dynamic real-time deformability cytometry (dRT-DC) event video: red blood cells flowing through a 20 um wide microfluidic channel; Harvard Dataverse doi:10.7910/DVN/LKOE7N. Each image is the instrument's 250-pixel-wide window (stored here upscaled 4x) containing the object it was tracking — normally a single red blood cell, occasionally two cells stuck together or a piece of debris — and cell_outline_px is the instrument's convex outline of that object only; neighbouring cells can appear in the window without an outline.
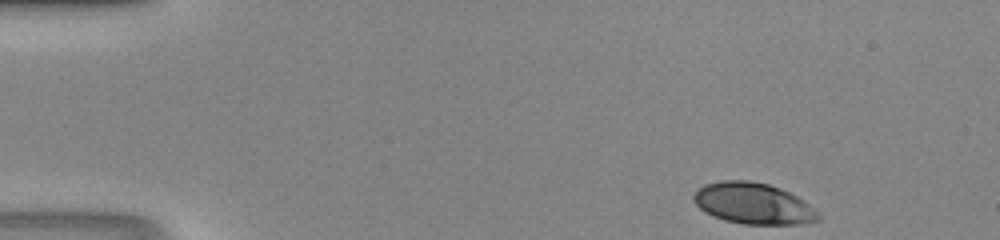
{"species": "human", "species_latin": "Homo sapiens", "temperature_condition": "room temperature", "stored_images_in_passage": 42, "camera_frame_rate_fps": 3000, "um_per_image_px": 0.085, "donor": {"sex": "male"}, "frame": {"image": 1, "passage_image": 1, "time_ms": 0.0, "image_size_px": [1000, 240], "cell_outline_px": [[820, 220], [800, 224], [744, 224], [724, 220], [712, 216], [704, 212], [692, 200], [692, 196], [696, 188], [704, 184], [720, 180], [748, 180], [768, 184], [780, 188], [804, 200], [820, 212]], "centroid_in_image_um": [64.01, 17.29], "position_along_channel_um": 21.0, "area_um2": 30.29}}
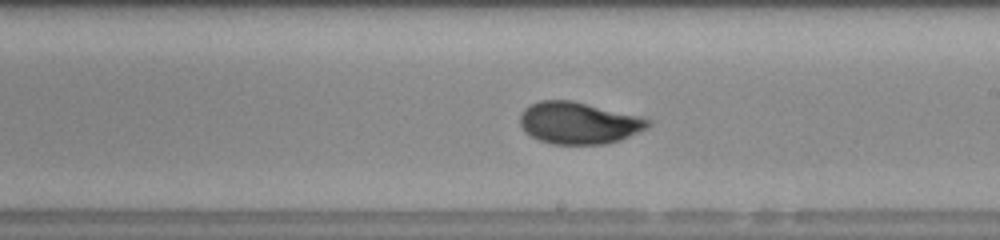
{"frame": {"image": 2, "passage_image": 23, "time_ms": 7.333, "image_size_px": [1000, 240], "cell_outline_px": [[652, 124], [648, 128], [620, 140], [604, 144], [552, 144], [540, 140], [524, 132], [520, 124], [520, 112], [524, 108], [540, 100], [572, 100], [652, 120]], "centroid_in_image_um": [49.16, 10.46], "position_along_channel_um": 239.8, "area_um2": 31.1}}
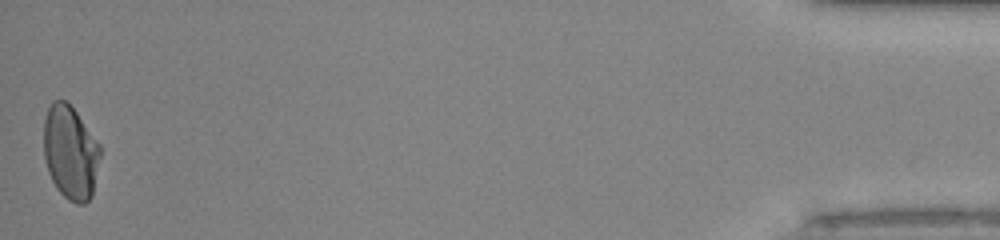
{"frame": {"image": 3, "passage_image": 42, "time_ms": 13.667, "image_size_px": [1000, 240], "cell_outline_px": [[100, 156], [92, 196], [84, 204], [76, 204], [68, 200], [56, 188], [48, 172], [44, 156], [44, 120], [48, 108], [52, 100], [64, 100], [76, 112], [100, 144]], "centroid_in_image_um": [5.98, 12.97], "position_along_channel_um": 429.2, "area_um2": 30.81}}